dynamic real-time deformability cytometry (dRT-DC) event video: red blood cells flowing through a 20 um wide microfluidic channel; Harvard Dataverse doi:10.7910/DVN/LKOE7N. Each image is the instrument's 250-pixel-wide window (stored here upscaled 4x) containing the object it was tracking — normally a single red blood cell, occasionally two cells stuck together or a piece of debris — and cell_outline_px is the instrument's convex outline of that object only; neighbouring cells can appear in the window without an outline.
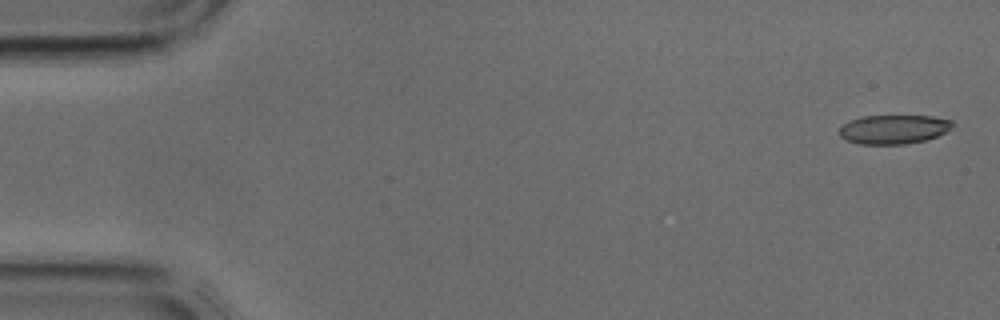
{"species": "common noctule bat (a hibernating species)", "species_latin": "Nyctalus noctula", "temperature_condition": "cold", "stored_images_in_passage": 4, "camera_frame_rate_fps": 3000, "um_per_image_px": 0.085, "animal": {"sex": "male", "body_mass_g": 17.9, "forearm_length_mm": 54.2}, "frame": {"image": 1, "passage_image": 1, "time_ms": 0.0, "image_size_px": [1000, 320], "cell_outline_px": [[952, 128], [936, 136], [924, 140], [904, 144], [860, 144], [848, 140], [840, 136], [840, 128], [848, 120], [864, 116], [932, 116], [952, 120]], "centroid_in_image_um": [75.95, 10.98], "position_along_channel_um": 9.0, "area_um2": 18.96}}
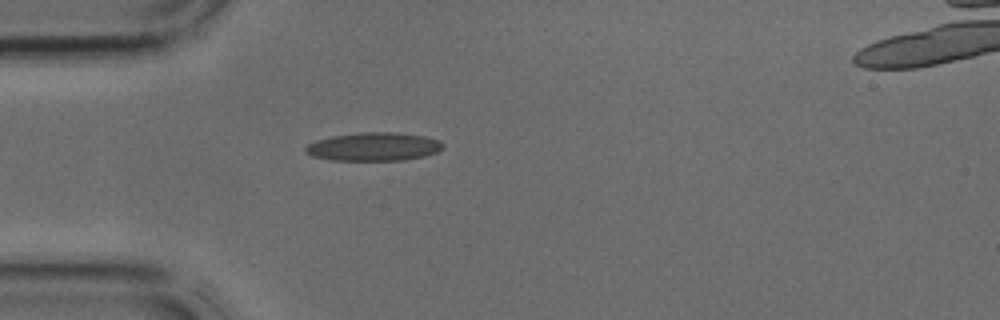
{"frame": {"image": 2, "passage_image": 4, "time_ms": 1.0, "image_size_px": [1000, 320], "cell_outline_px": [[444, 148], [436, 152], [424, 156], [404, 160], [332, 160], [312, 156], [304, 152], [304, 148], [308, 144], [316, 140], [332, 136], [360, 132], [400, 132], [424, 136], [440, 140], [444, 144]], "centroid_in_image_um": [31.77, 12.46], "position_along_channel_um": 53.2, "area_um2": 22.89}}